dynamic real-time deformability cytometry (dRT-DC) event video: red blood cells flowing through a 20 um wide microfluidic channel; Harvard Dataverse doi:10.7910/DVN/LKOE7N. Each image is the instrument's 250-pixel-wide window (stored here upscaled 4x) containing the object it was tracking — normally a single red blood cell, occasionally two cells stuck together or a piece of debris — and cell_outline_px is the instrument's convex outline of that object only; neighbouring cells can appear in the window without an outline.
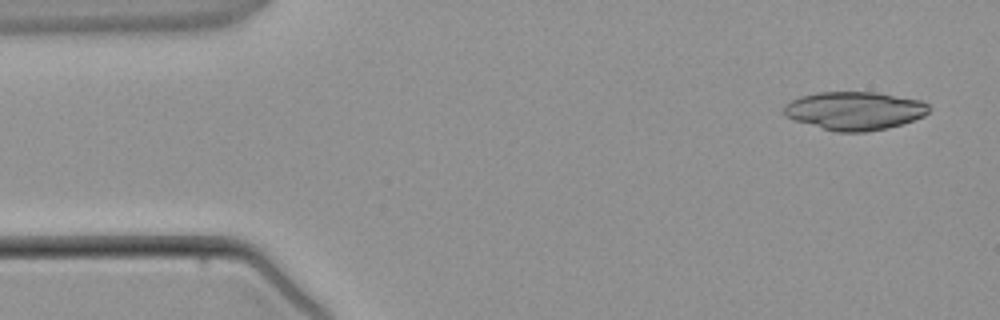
{"species": "common noctule bat (a hibernating species)", "species_latin": "Nyctalus noctula", "temperature_condition": "warm", "stored_images_in_passage": 3, "camera_frame_rate_fps": 3000, "um_per_image_px": 0.085, "animal": {"sex": "male", "body_mass_g": 21.5, "forearm_length_mm": 52.0}, "frame": {"image": 1, "passage_image": 1, "time_ms": 0.0, "image_size_px": [1000, 320], "cell_outline_px": [[932, 108], [924, 116], [904, 124], [888, 128], [864, 132], [836, 132], [796, 120], [784, 116], [784, 104], [800, 96], [820, 92], [876, 92], [920, 100], [928, 104]], "centroid_in_image_um": [72.67, 9.41], "position_along_channel_um": 12.3, "area_um2": 32.43}}